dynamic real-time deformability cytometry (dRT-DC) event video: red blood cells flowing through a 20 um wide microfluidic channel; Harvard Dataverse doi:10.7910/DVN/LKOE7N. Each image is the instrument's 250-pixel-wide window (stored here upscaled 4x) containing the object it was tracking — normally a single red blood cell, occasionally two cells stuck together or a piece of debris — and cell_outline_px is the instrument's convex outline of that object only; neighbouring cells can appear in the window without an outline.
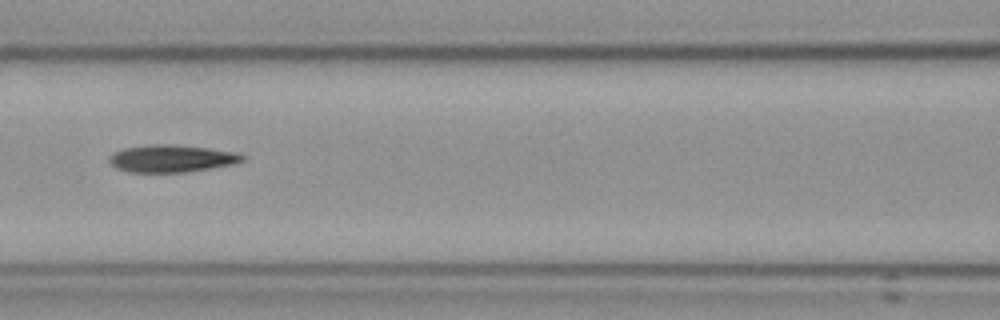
{"species": "Egyptian fruit bat (a non-hibernating species)", "species_latin": "Rousettus aegyptiacus", "temperature_condition": "cold", "stored_images_in_passage": 12, "camera_frame_rate_fps": 3000, "um_per_image_px": 0.085, "frame": {"image": 1, "passage_image": 4, "time_ms": 3.667, "image_size_px": [1000, 320], "cell_outline_px": [[244, 160], [236, 164], [184, 172], [128, 172], [116, 168], [108, 160], [108, 156], [124, 148], [156, 144], [168, 144], [208, 148], [236, 152], [244, 156]], "centroid_in_image_um": [14.59, 13.48], "position_along_channel_um": 152.0, "area_um2": 21.04}}
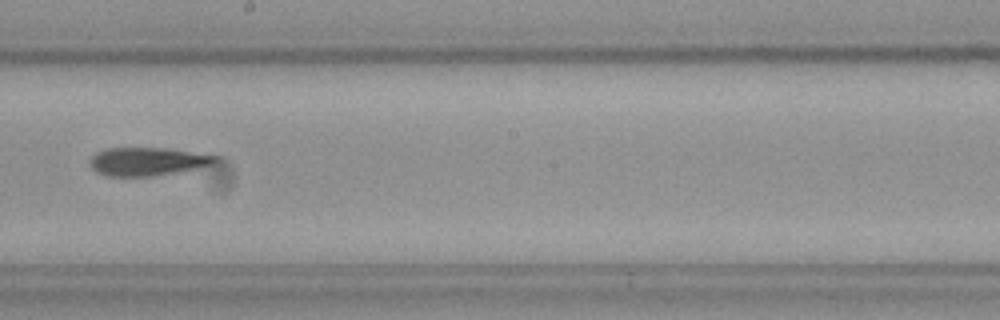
{"frame": {"image": 2, "passage_image": 6, "time_ms": 6.0, "image_size_px": [1000, 320], "cell_outline_px": [[216, 160], [208, 164], [192, 168], [152, 176], [108, 176], [96, 172], [92, 168], [88, 160], [96, 152], [108, 148], [160, 148], [216, 156]], "centroid_in_image_um": [12.36, 13.72], "position_along_channel_um": 235.8, "area_um2": 19.83}}
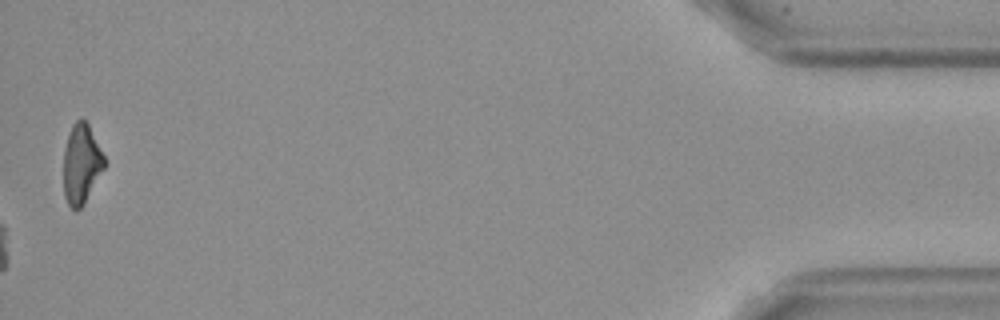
{"frame": {"image": 3, "passage_image": 12, "time_ms": 13.667, "image_size_px": [1000, 320], "cell_outline_px": [[104, 168], [84, 204], [76, 212], [68, 204], [64, 196], [64, 148], [72, 124], [76, 120], [84, 120], [88, 124], [104, 156]], "centroid_in_image_um": [6.9, 13.96], "position_along_channel_um": 428.3, "area_um2": 18.67}, "authors_computed_cell_mechanics": {"area_um2": 20.8947, "velocity_mm_per_s": 3.5826, "shape_relaxation_time_tau1_ms": null, "shape_relaxation_time_tau2_ms": 2.9073, "deformation_change_tau1": null, "deformation_change_tau2": 0.1299}}